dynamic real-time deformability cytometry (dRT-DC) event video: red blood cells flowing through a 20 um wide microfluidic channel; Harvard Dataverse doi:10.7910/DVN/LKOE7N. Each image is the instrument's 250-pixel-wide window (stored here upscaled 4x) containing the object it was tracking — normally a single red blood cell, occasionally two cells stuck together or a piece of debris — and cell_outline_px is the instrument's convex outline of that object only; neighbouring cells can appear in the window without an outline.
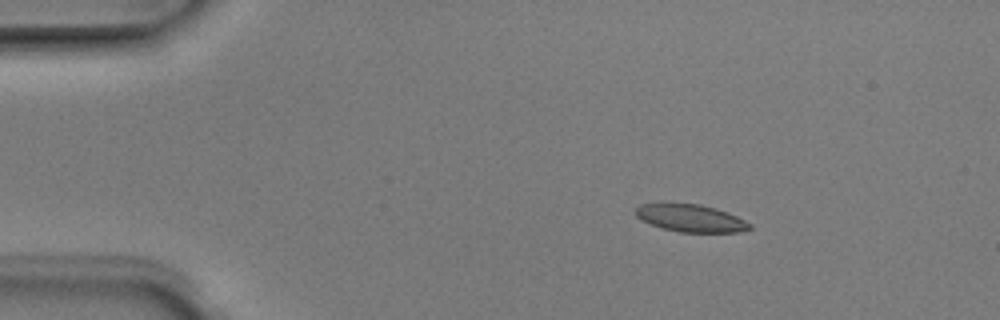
{"species": "Egyptian fruit bat (a non-hibernating species)", "species_latin": "Rousettus aegyptiacus", "temperature_condition": "room temperature", "stored_images_in_passage": 3, "camera_frame_rate_fps": 3000, "um_per_image_px": 0.085, "animal": {"sex": "male"}, "frame": {"image": 1, "passage_image": 1, "time_ms": 0.0, "image_size_px": [1000, 320], "cell_outline_px": [[752, 228], [740, 232], [680, 232], [664, 228], [652, 224], [636, 216], [636, 208], [640, 204], [660, 200], [700, 204], [716, 208], [736, 216], [752, 224]], "centroid_in_image_um": [58.67, 18.49], "position_along_channel_um": 26.3, "area_um2": 18.73}}
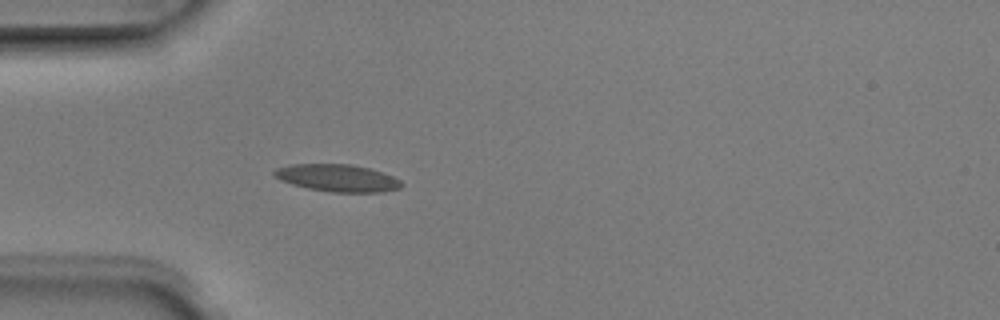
{"frame": {"image": 2, "passage_image": 3, "time_ms": 0.667, "image_size_px": [1000, 320], "cell_outline_px": [[404, 184], [400, 188], [384, 192], [332, 192], [308, 188], [292, 184], [280, 180], [272, 176], [272, 172], [276, 168], [292, 164], [352, 164], [368, 168], [392, 176], [400, 180]], "centroid_in_image_um": [28.66, 15.13], "position_along_channel_um": 56.3, "area_um2": 20.23}}